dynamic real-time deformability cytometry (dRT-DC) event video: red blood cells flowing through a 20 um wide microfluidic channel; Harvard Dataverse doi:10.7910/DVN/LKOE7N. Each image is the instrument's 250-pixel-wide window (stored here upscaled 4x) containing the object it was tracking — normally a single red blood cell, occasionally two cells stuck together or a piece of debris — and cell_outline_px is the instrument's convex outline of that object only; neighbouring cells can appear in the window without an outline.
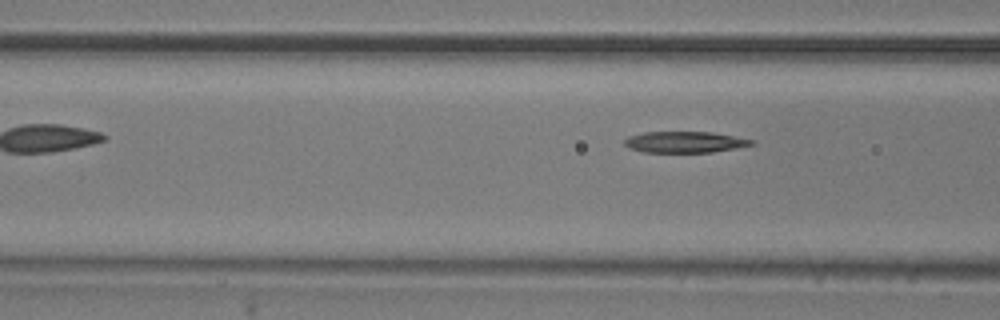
{"species": "common noctule bat (a hibernating species)", "species_latin": "Nyctalus noctula", "temperature_condition": "room temperature", "stored_images_in_passage": 4, "camera_frame_rate_fps": 3000, "um_per_image_px": 0.085, "animal": {"sex": "male", "body_mass_g": 20.5, "forearm_length_mm": 52.5}, "frame": {"image": 1, "passage_image": 4, "time_ms": 4.333, "image_size_px": [1000, 320], "cell_outline_px": [[756, 144], [736, 148], [712, 152], [644, 152], [628, 148], [624, 144], [624, 140], [628, 136], [644, 132], [712, 132], [756, 140]], "centroid_in_image_um": [58.22, 12.07], "position_along_channel_um": 108.4, "area_um2": 15.78}}